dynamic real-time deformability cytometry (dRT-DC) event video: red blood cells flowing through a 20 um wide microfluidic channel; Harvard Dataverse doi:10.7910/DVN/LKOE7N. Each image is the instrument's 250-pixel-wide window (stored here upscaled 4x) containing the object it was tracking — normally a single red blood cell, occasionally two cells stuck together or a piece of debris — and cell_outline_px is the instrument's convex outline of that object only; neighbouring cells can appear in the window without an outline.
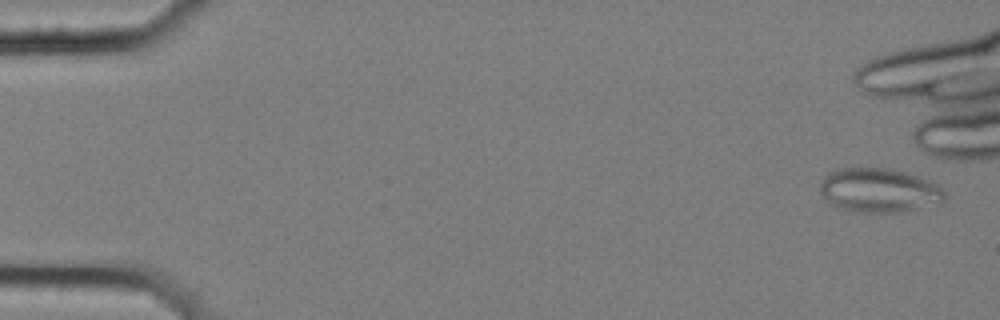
{"species": "common noctule bat (a hibernating species)", "species_latin": "Nyctalus noctula", "temperature_condition": "cold", "stored_images_in_passage": 7, "camera_frame_rate_fps": 3000, "um_per_image_px": 0.085, "animal": {"sex": "female", "body_mass_g": 25.1}, "frame": {"image": 1, "passage_image": 1, "time_ms": 0.0, "image_size_px": [1000, 320], "cell_outline_px": [[944, 200], [940, 204], [920, 208], [896, 212], [848, 212], [836, 208], [820, 192], [820, 184], [824, 176], [828, 172], [840, 168], [892, 168], [908, 172], [928, 180], [936, 184], [944, 192]], "centroid_in_image_um": [74.7, 16.18], "position_along_channel_um": 10.3, "area_um2": 32.31}}